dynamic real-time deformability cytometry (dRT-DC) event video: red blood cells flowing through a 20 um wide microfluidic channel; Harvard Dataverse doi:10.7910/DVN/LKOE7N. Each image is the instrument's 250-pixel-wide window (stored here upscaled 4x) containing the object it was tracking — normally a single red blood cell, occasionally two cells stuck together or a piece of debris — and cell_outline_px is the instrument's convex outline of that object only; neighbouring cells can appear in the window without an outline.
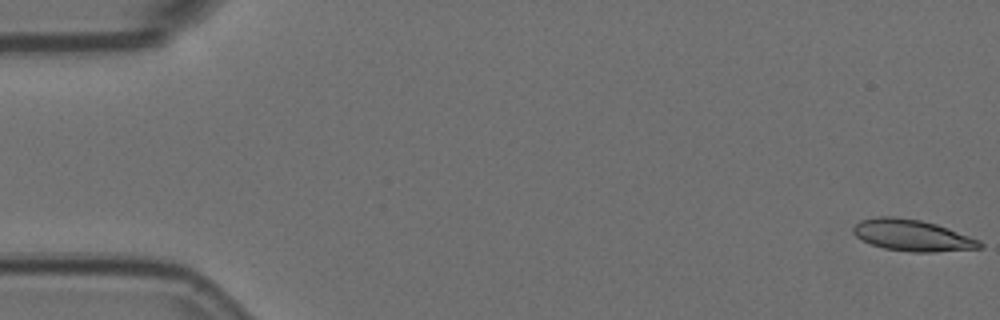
{"species": "Egyptian fruit bat (a non-hibernating species)", "species_latin": "Rousettus aegyptiacus", "temperature_condition": "room temperature", "stored_images_in_passage": 48, "camera_frame_rate_fps": 3000, "um_per_image_px": 0.085, "animal": {"sex": "female"}, "frame": {"image": 1, "passage_image": 1, "time_ms": 0.0, "image_size_px": [1000, 320], "cell_outline_px": [[984, 248], [932, 252], [912, 252], [884, 248], [860, 240], [852, 232], [852, 228], [860, 220], [880, 216], [892, 216], [920, 220], [936, 224], [948, 228], [980, 240], [984, 244]], "centroid_in_image_um": [77.55, 20.01], "position_along_channel_um": 7.5, "area_um2": 23.24}}
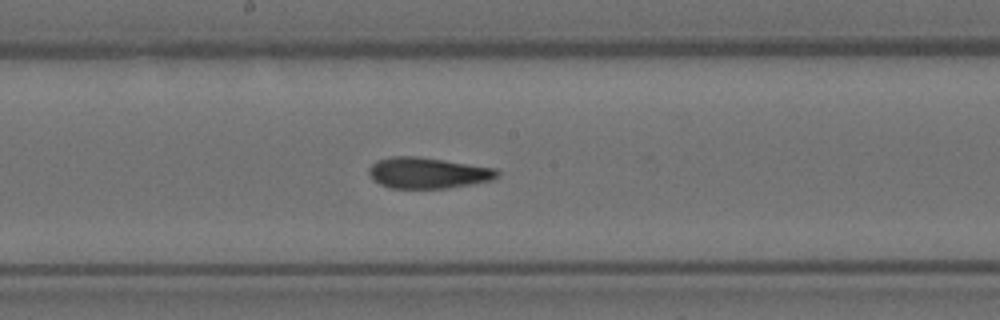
{"frame": {"image": 2, "passage_image": 30, "time_ms": 9.667, "image_size_px": [1000, 320], "cell_outline_px": [[500, 176], [492, 180], [472, 184], [448, 188], [392, 188], [380, 184], [372, 180], [368, 172], [368, 168], [376, 160], [392, 156], [416, 156], [496, 168], [500, 172]], "centroid_in_image_um": [36.36, 14.7], "position_along_channel_um": 211.8, "area_um2": 23.29}}
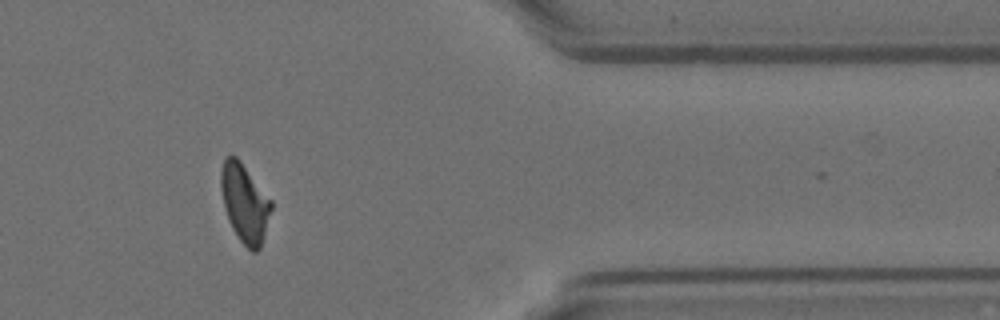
{"frame": {"image": 3, "passage_image": 47, "time_ms": 15.333, "image_size_px": [1000, 320], "cell_outline_px": [[272, 208], [260, 248], [256, 252], [252, 252], [240, 240], [232, 228], [228, 220], [224, 208], [220, 188], [220, 172], [224, 160], [228, 156], [236, 156], [240, 160], [272, 200]], "centroid_in_image_um": [20.79, 17.25], "position_along_channel_um": 390.6, "area_um2": 22.95}}